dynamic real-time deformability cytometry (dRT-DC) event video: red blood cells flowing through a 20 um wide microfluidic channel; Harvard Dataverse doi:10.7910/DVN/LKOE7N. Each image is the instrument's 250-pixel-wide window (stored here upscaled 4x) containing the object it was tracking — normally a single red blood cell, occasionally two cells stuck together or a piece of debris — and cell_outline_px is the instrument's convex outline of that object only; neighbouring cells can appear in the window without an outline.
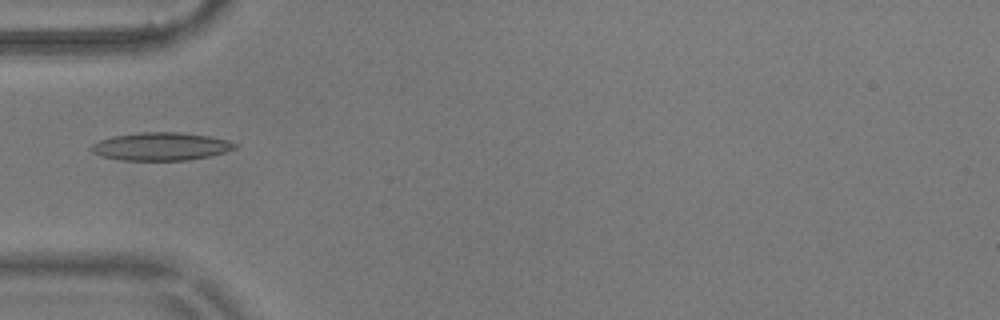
{"species": "common noctule bat (a hibernating species)", "species_latin": "Nyctalus noctula", "temperature_condition": "warm", "stored_images_in_passage": 6, "camera_frame_rate_fps": 3000, "um_per_image_px": 0.085, "animal": {"sex": "male", "body_mass_g": 17.9}, "frame": {"image": 1, "passage_image": 4, "time_ms": 1.0, "image_size_px": [1000, 320], "cell_outline_px": [[236, 148], [224, 152], [208, 156], [184, 160], [124, 160], [100, 156], [92, 152], [88, 148], [92, 144], [100, 140], [116, 136], [140, 132], [180, 132], [208, 136], [228, 140], [236, 144]], "centroid_in_image_um": [13.64, 12.44], "position_along_channel_um": 71.4, "area_um2": 23.18}}